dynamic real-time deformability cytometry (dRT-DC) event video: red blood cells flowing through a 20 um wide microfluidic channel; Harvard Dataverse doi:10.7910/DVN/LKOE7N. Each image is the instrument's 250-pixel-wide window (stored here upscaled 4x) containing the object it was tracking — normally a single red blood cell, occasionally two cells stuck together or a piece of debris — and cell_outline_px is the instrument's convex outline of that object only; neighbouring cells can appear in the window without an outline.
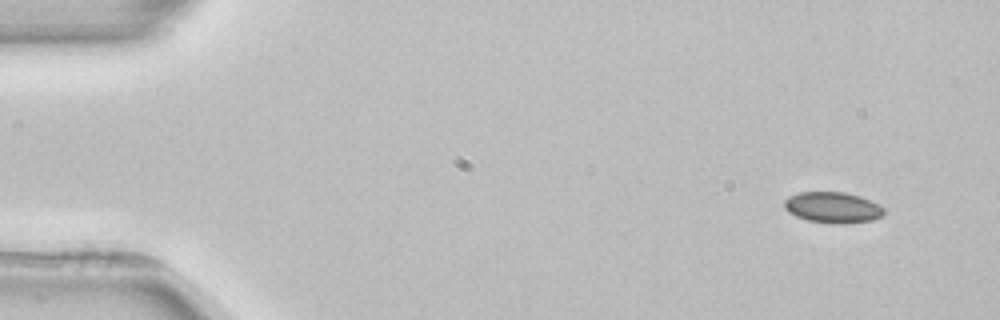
{"species": "common noctule bat (a hibernating species)", "species_latin": "Nyctalus noctula", "temperature_condition": "room temperature", "stored_images_in_passage": 4, "camera_frame_rate_fps": 3000, "um_per_image_px": 0.085, "animal": {"sex": "female", "body_mass_g": 22.7, "forearm_length_mm": 54.2}, "frame": {"image": 1, "passage_image": 1, "time_ms": 0.0, "image_size_px": [1000, 320], "cell_outline_px": [[884, 216], [872, 220], [840, 224], [836, 224], [808, 220], [796, 216], [788, 212], [784, 208], [784, 200], [788, 196], [800, 192], [844, 192], [860, 196], [880, 204], [884, 208]], "centroid_in_image_um": [70.79, 17.63], "position_along_channel_um": 14.2, "area_um2": 18.09}}
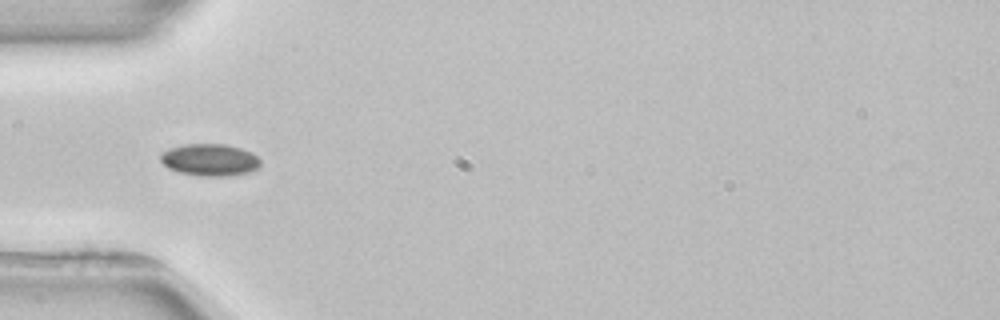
{"frame": {"image": 2, "passage_image": 3, "time_ms": 4.333, "image_size_px": [1000, 320], "cell_outline_px": [[260, 168], [248, 172], [228, 176], [200, 176], [180, 172], [168, 168], [160, 160], [160, 152], [168, 148], [184, 144], [224, 144], [240, 148], [252, 152], [260, 160]], "centroid_in_image_um": [17.82, 13.58], "position_along_channel_um": 67.2, "area_um2": 18.79}}